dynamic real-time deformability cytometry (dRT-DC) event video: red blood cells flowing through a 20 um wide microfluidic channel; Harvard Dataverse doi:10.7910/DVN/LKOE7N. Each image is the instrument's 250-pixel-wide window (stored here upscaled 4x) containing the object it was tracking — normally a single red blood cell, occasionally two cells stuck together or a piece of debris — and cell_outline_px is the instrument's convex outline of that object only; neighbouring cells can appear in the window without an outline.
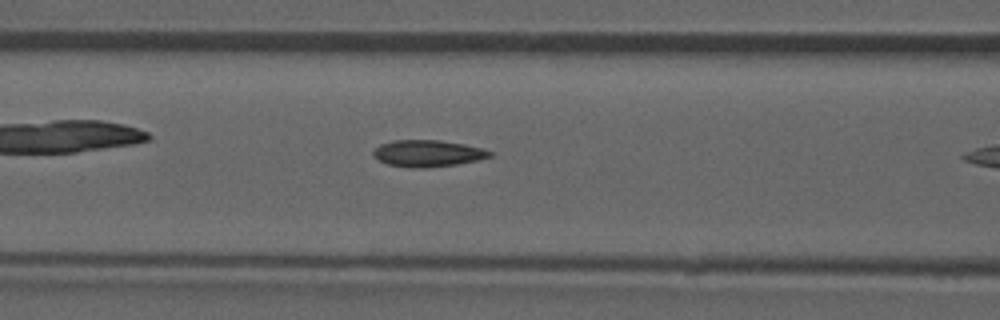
{"species": "common noctule bat (a hibernating species)", "species_latin": "Nyctalus noctula", "temperature_condition": "room temperature", "stored_images_in_passage": 9, "camera_frame_rate_fps": 3000, "um_per_image_px": 0.085, "animal": {"sex": "male", "forearm_length_mm": 52.5}, "frame": {"image": 1, "passage_image": 8, "time_ms": 2.333, "image_size_px": [1000, 320], "cell_outline_px": [[496, 152], [492, 156], [476, 160], [456, 164], [424, 168], [408, 168], [388, 164], [372, 156], [372, 152], [380, 144], [392, 140], [440, 140], [464, 144]], "centroid_in_image_um": [36.35, 13.03], "position_along_channel_um": 130.3, "area_um2": 18.15}}